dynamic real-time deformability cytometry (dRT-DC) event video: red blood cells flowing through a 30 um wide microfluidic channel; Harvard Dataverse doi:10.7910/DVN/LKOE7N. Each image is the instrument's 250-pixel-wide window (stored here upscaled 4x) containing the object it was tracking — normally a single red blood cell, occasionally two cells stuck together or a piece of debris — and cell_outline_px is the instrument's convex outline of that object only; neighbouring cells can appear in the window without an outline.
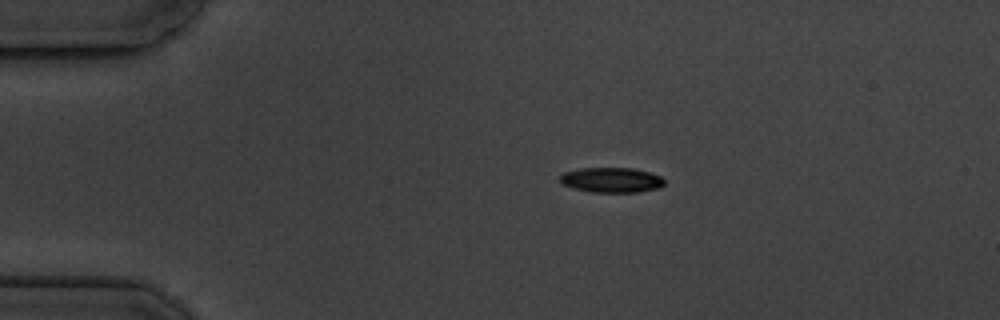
{"species": "common noctule bat (a hibernating species)", "species_latin": "Nyctalus noctula", "temperature_condition": "cold", "stored_images_in_passage": 4, "camera_frame_rate_fps": 3000, "um_per_image_px": 0.085, "animal": {"sex": "male", "body_mass_g": 19.5, "forearm_length_mm": 54.6}, "frame": {"image": 1, "passage_image": 1, "time_ms": 0.0, "image_size_px": [1000, 320], "cell_outline_px": [[664, 184], [660, 188], [636, 192], [592, 192], [572, 188], [564, 184], [560, 180], [560, 176], [564, 172], [580, 168], [632, 168], [648, 172], [660, 176], [664, 180]], "centroid_in_image_um": [51.97, 15.3], "position_along_channel_um": 33.0, "area_um2": 15.14}}
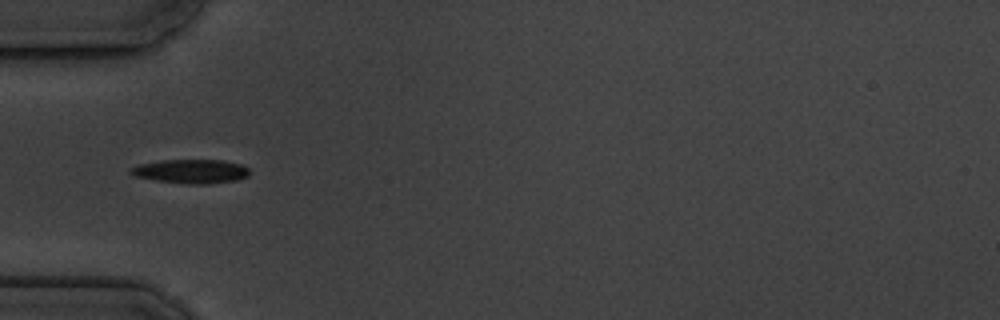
{"frame": {"image": 2, "passage_image": 3, "time_ms": 2.333, "image_size_px": [1000, 320], "cell_outline_px": [[248, 176], [236, 180], [208, 184], [188, 184], [156, 180], [136, 176], [128, 172], [132, 168], [140, 164], [164, 160], [224, 160], [240, 164], [248, 168]], "centroid_in_image_um": [16.26, 14.56], "position_along_channel_um": 68.7, "area_um2": 16.42}}